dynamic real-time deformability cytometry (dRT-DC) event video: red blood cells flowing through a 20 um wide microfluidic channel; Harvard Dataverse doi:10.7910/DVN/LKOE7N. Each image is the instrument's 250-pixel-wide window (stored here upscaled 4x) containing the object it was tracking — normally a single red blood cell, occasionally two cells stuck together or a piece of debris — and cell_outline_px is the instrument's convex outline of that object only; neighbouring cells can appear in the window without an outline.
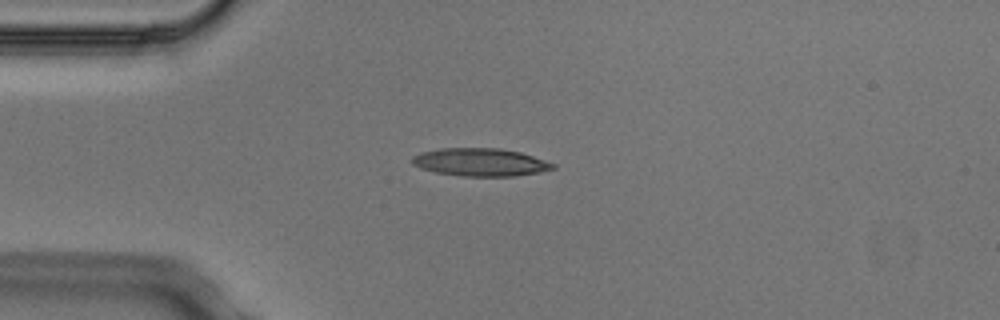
{"species": "Egyptian fruit bat (a non-hibernating species)", "species_latin": "Rousettus aegyptiacus", "temperature_condition": "cold", "stored_images_in_passage": 4, "camera_frame_rate_fps": 3000, "um_per_image_px": 0.085, "animal": {"sex": "male"}, "frame": {"image": 1, "passage_image": 1, "time_ms": 0.0, "image_size_px": [1000, 320], "cell_outline_px": [[556, 168], [540, 172], [516, 176], [464, 176], [436, 172], [420, 168], [412, 164], [412, 156], [420, 152], [440, 148], [500, 148], [520, 152], [556, 164]], "centroid_in_image_um": [40.82, 13.78], "position_along_channel_um": 44.2, "area_um2": 22.89}}
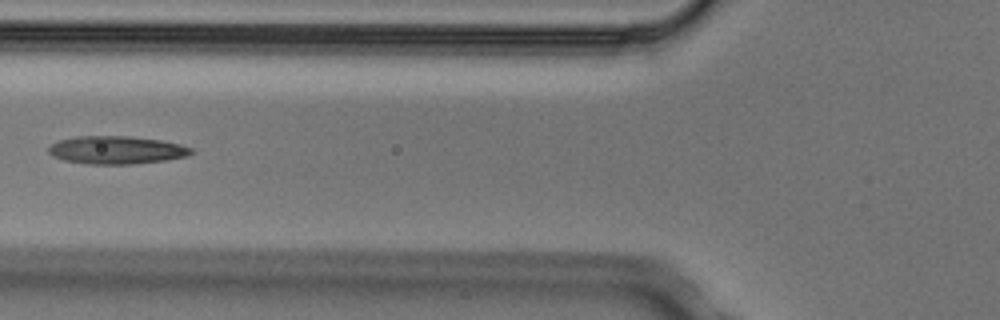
{"frame": {"image": 2, "passage_image": 3, "time_ms": 0.667, "image_size_px": [1000, 320], "cell_outline_px": [[196, 152], [188, 156], [164, 160], [132, 164], [88, 164], [64, 160], [52, 156], [48, 152], [48, 148], [56, 140], [76, 136], [128, 136], [160, 140], [180, 144], [192, 148]], "centroid_in_image_um": [9.89, 12.75], "position_along_channel_um": 115.9, "area_um2": 23.35}}
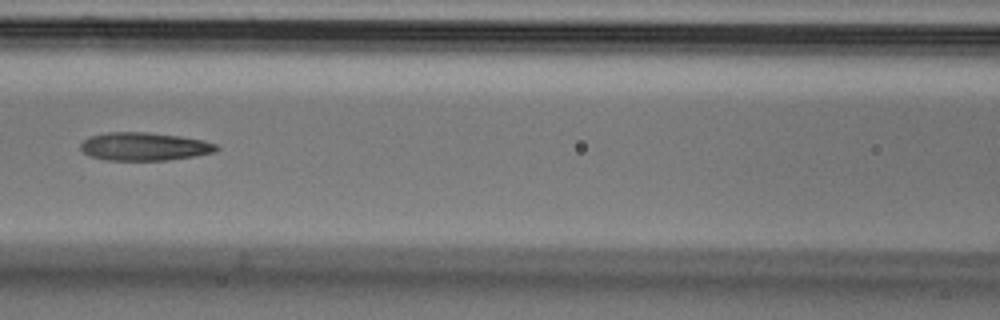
{"frame": {"image": 3, "passage_image": 4, "time_ms": 1.0, "image_size_px": [1000, 320], "cell_outline_px": [[220, 148], [216, 152], [196, 156], [168, 160], [104, 160], [92, 156], [84, 152], [80, 148], [80, 144], [88, 136], [108, 132], [148, 132], [180, 136], [204, 140], [216, 144]], "centroid_in_image_um": [12.29, 12.45], "position_along_channel_um": 154.3, "area_um2": 22.43}}